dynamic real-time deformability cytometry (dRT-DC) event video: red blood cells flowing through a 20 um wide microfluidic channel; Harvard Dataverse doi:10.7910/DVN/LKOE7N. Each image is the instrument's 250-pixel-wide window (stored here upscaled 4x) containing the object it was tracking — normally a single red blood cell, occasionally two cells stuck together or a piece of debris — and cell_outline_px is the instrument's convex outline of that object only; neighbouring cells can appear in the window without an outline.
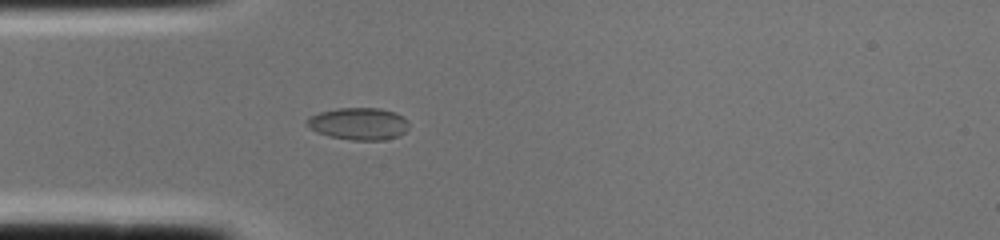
{"species": "common noctule bat (a hibernating species)", "species_latin": "Nyctalus noctula", "temperature_condition": "cold", "stored_images_in_passage": 2, "camera_frame_rate_fps": 3000, "um_per_image_px": 0.085, "animal": {"sex": "female", "body_mass_g": 22.0, "forearm_length_mm": 56.7}, "frame": {"image": 1, "passage_image": 2, "time_ms": 0.333, "image_size_px": [1000, 240], "cell_outline_px": [[408, 128], [400, 136], [384, 140], [352, 140], [328, 136], [316, 132], [308, 128], [304, 124], [304, 120], [308, 116], [320, 112], [336, 108], [380, 108], [396, 112], [404, 116], [408, 120]], "centroid_in_image_um": [30.46, 10.51], "position_along_channel_um": 54.5, "area_um2": 19.59}}